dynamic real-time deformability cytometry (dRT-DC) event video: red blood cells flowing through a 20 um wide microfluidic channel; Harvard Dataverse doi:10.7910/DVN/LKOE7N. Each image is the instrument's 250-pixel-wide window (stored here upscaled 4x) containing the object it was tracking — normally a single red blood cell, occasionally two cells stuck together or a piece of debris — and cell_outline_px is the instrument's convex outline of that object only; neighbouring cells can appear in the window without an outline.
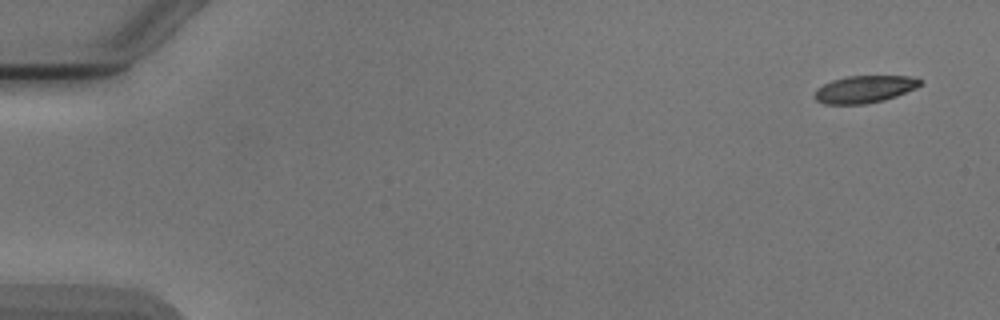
{"species": "Egyptian fruit bat (a non-hibernating species)", "species_latin": "Rousettus aegyptiacus", "temperature_condition": "cold", "stored_images_in_passage": 7, "camera_frame_rate_fps": 3000, "um_per_image_px": 0.085, "animal": {"sex": "male"}, "frame": {"image": 1, "passage_image": 1, "time_ms": 0.0, "image_size_px": [1000, 320], "cell_outline_px": [[920, 84], [916, 88], [896, 96], [884, 100], [864, 104], [824, 104], [816, 100], [812, 96], [816, 88], [832, 80], [848, 76], [908, 76], [920, 80]], "centroid_in_image_um": [73.42, 7.59], "position_along_channel_um": 11.6, "area_um2": 16.7}}
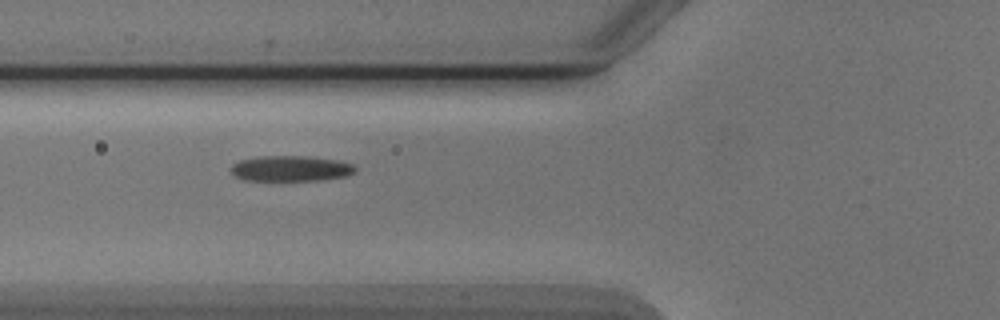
{"frame": {"image": 2, "passage_image": 6, "time_ms": 6.0, "image_size_px": [1000, 320], "cell_outline_px": [[356, 172], [348, 176], [320, 180], [244, 180], [236, 176], [232, 172], [232, 164], [240, 160], [260, 156], [308, 156], [336, 160], [352, 164], [356, 168]], "centroid_in_image_um": [24.74, 14.32], "position_along_channel_um": 101.1, "area_um2": 18.44}}
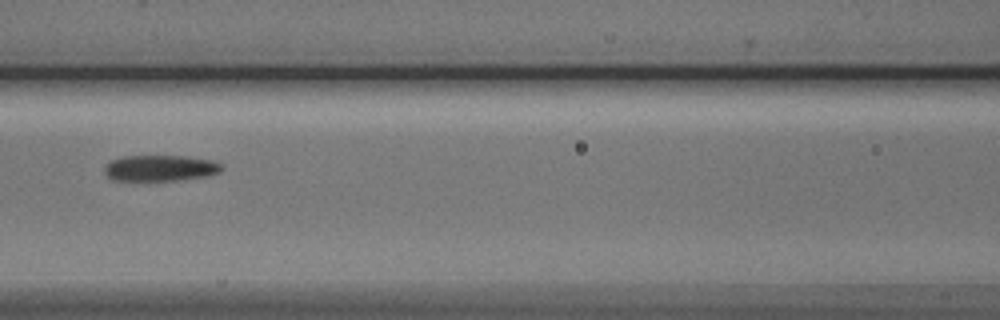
{"frame": {"image": 3, "passage_image": 7, "time_ms": 7.333, "image_size_px": [1000, 320], "cell_outline_px": [[224, 168], [220, 172], [208, 176], [176, 180], [112, 180], [104, 172], [104, 168], [112, 160], [124, 156], [188, 156], [212, 160], [220, 164]], "centroid_in_image_um": [13.65, 14.28], "position_along_channel_um": 152.9, "area_um2": 17.69}}